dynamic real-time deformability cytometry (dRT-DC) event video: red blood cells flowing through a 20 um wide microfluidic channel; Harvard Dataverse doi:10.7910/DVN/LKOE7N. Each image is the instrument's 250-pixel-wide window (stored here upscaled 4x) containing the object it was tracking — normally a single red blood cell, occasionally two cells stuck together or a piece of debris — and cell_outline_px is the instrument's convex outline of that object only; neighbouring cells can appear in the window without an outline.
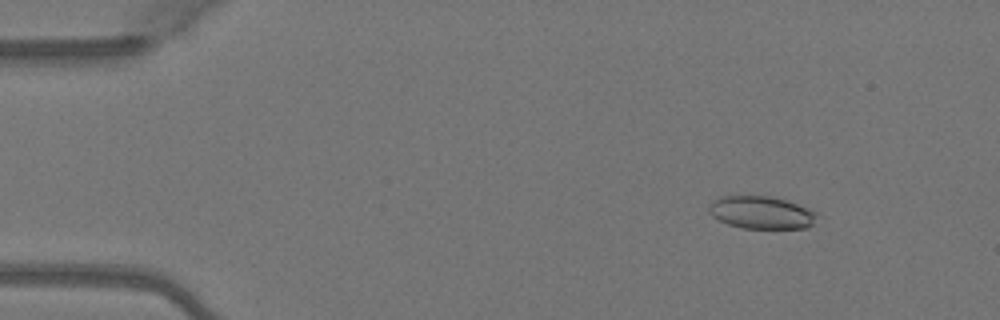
{"species": "Egyptian fruit bat (a non-hibernating species)", "species_latin": "Rousettus aegyptiacus", "temperature_condition": "warm", "stored_images_in_passage": 3, "camera_frame_rate_fps": 3000, "um_per_image_px": 0.085, "animal": {"sex": "female"}, "frame": {"image": 1, "passage_image": 2, "time_ms": 0.333, "image_size_px": [1000, 320], "cell_outline_px": [[820, 212], [812, 224], [808, 228], [740, 228], [728, 224], [712, 216], [708, 212], [708, 208], [720, 196], [772, 196]], "centroid_in_image_um": [64.74, 18.07], "position_along_channel_um": 20.3, "area_um2": 20.46}}